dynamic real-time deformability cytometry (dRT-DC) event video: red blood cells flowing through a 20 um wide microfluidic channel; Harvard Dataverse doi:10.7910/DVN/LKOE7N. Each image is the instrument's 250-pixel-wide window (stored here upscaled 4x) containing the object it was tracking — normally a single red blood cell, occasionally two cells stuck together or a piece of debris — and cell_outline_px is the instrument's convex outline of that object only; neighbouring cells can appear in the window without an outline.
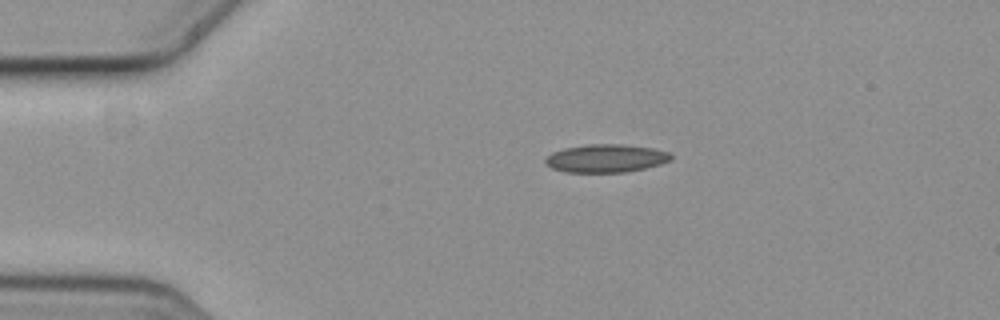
{"species": "common noctule bat (a hibernating species)", "species_latin": "Nyctalus noctula", "temperature_condition": "cold", "stored_images_in_passage": 8, "camera_frame_rate_fps": 3000, "um_per_image_px": 0.085, "animal": {"sex": "female", "body_mass_g": 19.3, "forearm_length_mm": 54.1}, "frame": {"image": 1, "passage_image": 2, "time_ms": 0.333, "image_size_px": [1000, 320], "cell_outline_px": [[672, 160], [660, 164], [644, 168], [624, 172], [564, 172], [552, 168], [544, 160], [552, 152], [564, 148], [588, 144], [624, 144], [652, 148], [668, 152], [672, 156]], "centroid_in_image_um": [51.51, 13.45], "position_along_channel_um": 33.5, "area_um2": 20.46}}
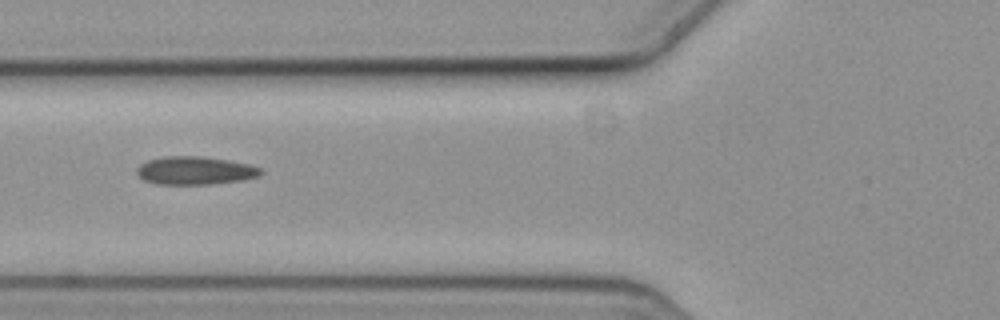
{"frame": {"image": 2, "passage_image": 5, "time_ms": 1.333, "image_size_px": [1000, 320], "cell_outline_px": [[264, 172], [260, 176], [244, 180], [212, 184], [156, 184], [144, 180], [136, 172], [136, 168], [140, 164], [148, 160], [164, 156], [200, 156], [228, 160], [248, 164], [260, 168]], "centroid_in_image_um": [16.59, 14.5], "position_along_channel_um": 109.2, "area_um2": 20.4}}
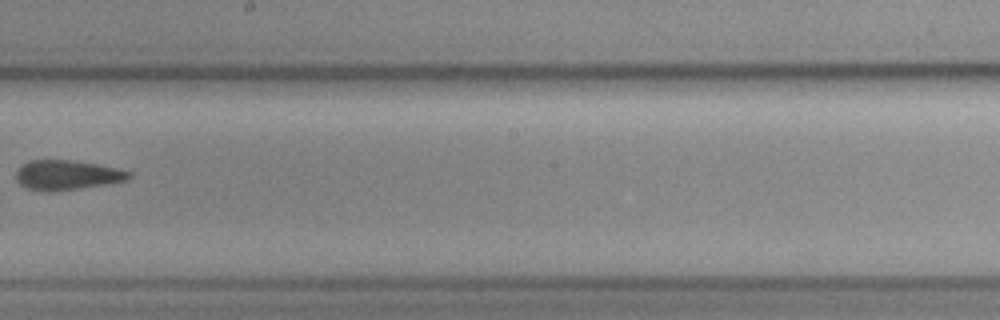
{"frame": {"image": 3, "passage_image": 8, "time_ms": 2.333, "image_size_px": [1000, 320], "cell_outline_px": [[132, 176], [128, 180], [108, 184], [80, 188], [48, 192], [40, 192], [28, 188], [20, 184], [16, 180], [16, 168], [20, 164], [28, 160], [72, 160], [120, 168], [132, 172]], "centroid_in_image_um": [5.69, 14.87], "position_along_channel_um": 242.5, "area_um2": 19.94}}